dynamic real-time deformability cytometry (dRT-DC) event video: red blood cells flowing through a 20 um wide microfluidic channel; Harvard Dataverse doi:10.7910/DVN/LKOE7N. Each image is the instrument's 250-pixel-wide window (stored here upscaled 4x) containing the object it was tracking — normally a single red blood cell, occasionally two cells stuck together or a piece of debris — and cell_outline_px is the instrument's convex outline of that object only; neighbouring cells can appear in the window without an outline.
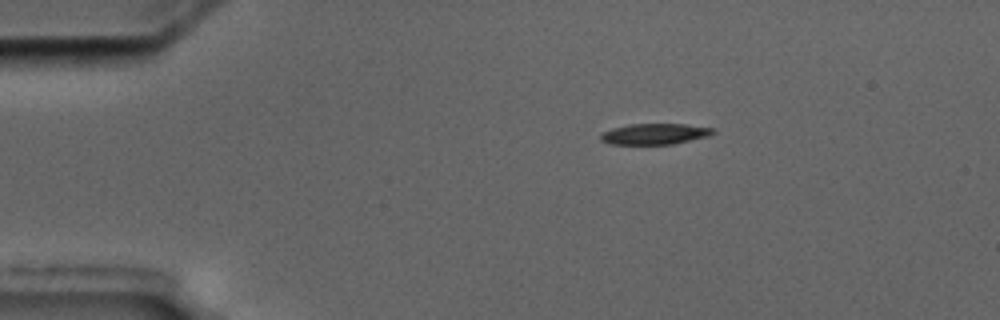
{"species": "common noctule bat (a hibernating species)", "species_latin": "Nyctalus noctula", "temperature_condition": "cold", "stored_images_in_passage": 3, "camera_frame_rate_fps": 3000, "um_per_image_px": 0.085, "animal": {"sex": "male", "body_mass_g": 17.5, "forearm_length_mm": 52.3}, "frame": {"image": 1, "passage_image": 1, "time_ms": 0.0, "image_size_px": [1000, 320], "cell_outline_px": [[716, 132], [708, 136], [672, 144], [608, 144], [600, 140], [600, 136], [604, 132], [612, 128], [628, 124], [684, 124], [712, 128]], "centroid_in_image_um": [55.62, 11.38], "position_along_channel_um": 29.4, "area_um2": 13.58}}